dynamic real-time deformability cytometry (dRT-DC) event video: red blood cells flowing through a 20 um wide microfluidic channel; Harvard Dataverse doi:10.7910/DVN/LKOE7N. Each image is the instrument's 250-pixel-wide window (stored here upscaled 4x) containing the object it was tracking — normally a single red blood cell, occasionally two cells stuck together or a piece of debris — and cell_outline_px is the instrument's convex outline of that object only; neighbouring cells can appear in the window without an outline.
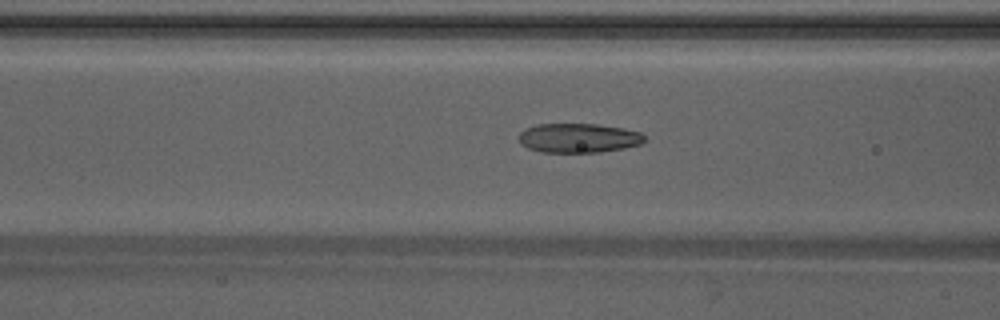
{"species": "Egyptian fruit bat (a non-hibernating species)", "species_latin": "Rousettus aegyptiacus", "temperature_condition": "warm", "stored_images_in_passage": 49, "camera_frame_rate_fps": 3000, "um_per_image_px": 0.085, "animal": {"sex": "male"}, "frame": {"image": 1, "passage_image": 20, "time_ms": 6.333, "image_size_px": [1000, 320], "cell_outline_px": [[644, 140], [640, 144], [624, 148], [600, 152], [540, 152], [528, 148], [520, 144], [520, 132], [536, 124], [596, 124], [624, 128], [640, 132], [644, 136]], "centroid_in_image_um": [49.17, 11.73], "position_along_channel_um": 117.4, "area_um2": 21.39}}
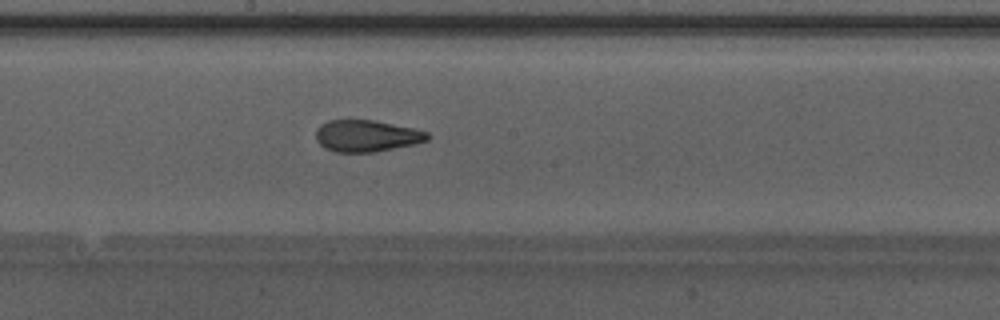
{"frame": {"image": 2, "passage_image": 27, "time_ms": 8.667, "image_size_px": [1000, 320], "cell_outline_px": [[428, 140], [416, 144], [376, 152], [336, 152], [324, 148], [316, 140], [316, 128], [320, 124], [328, 120], [376, 120], [412, 128], [428, 132]], "centroid_in_image_um": [31.14, 11.55], "position_along_channel_um": 217.1, "area_um2": 20.75}}
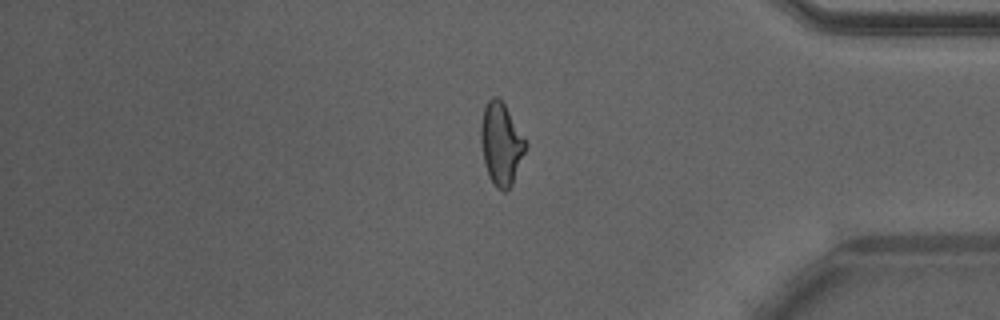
{"frame": {"image": 3, "passage_image": 41, "time_ms": 13.333, "image_size_px": [1000, 320], "cell_outline_px": [[528, 144], [512, 184], [504, 192], [496, 188], [488, 176], [484, 164], [480, 140], [480, 124], [484, 108], [488, 100], [492, 96], [496, 96], [504, 104]], "centroid_in_image_um": [42.57, 12.24], "position_along_channel_um": 392.6, "area_um2": 21.39}, "authors_computed_cell_mechanics": {"area_um2": 21.3282, "velocity_mm_per_s": 4.2674, "shape_relaxation_time_tau1_ms": 5.8387, "shape_relaxation_time_tau2_ms": 1.1556, "deformation_change_tau1": 0.1876, "deformation_change_tau2": 0.0827}}